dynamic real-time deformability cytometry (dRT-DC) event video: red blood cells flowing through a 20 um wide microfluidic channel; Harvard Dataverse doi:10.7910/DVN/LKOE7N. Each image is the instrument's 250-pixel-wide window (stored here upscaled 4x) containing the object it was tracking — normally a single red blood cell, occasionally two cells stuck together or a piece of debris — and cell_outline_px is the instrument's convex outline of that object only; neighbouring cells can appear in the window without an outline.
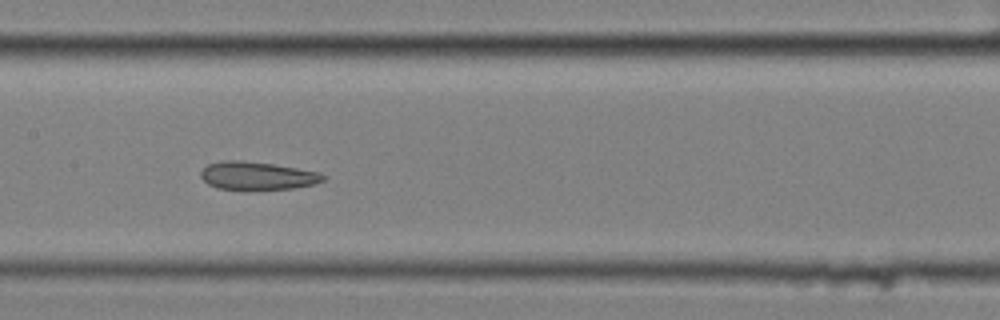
{"species": "common noctule bat (a hibernating species)", "species_latin": "Nyctalus noctula", "temperature_condition": "cold", "stored_images_in_passage": 14, "camera_frame_rate_fps": 3000, "um_per_image_px": 0.085, "animal": {"sex": "female", "body_mass_g": 25.1}, "frame": {"image": 1, "passage_image": 7, "time_ms": 2.0, "image_size_px": [1000, 320], "cell_outline_px": [[328, 176], [324, 180], [312, 184], [292, 188], [244, 192], [216, 188], [208, 184], [200, 176], [200, 172], [208, 164], [220, 160], [240, 160], [272, 164], [320, 172]], "centroid_in_image_um": [21.83, 14.97], "position_along_channel_um": 185.6, "area_um2": 20.63}}
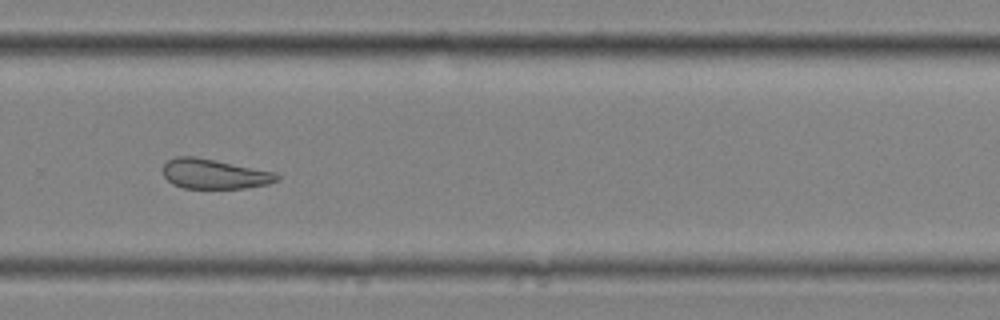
{"frame": {"image": 2, "passage_image": 10, "time_ms": 3.0, "image_size_px": [1000, 320], "cell_outline_px": [[280, 180], [268, 184], [244, 188], [184, 188], [172, 184], [164, 176], [164, 164], [168, 160], [176, 156], [196, 156], [276, 172], [280, 176]], "centroid_in_image_um": [18.24, 14.78], "position_along_channel_um": 311.6, "area_um2": 19.88}}
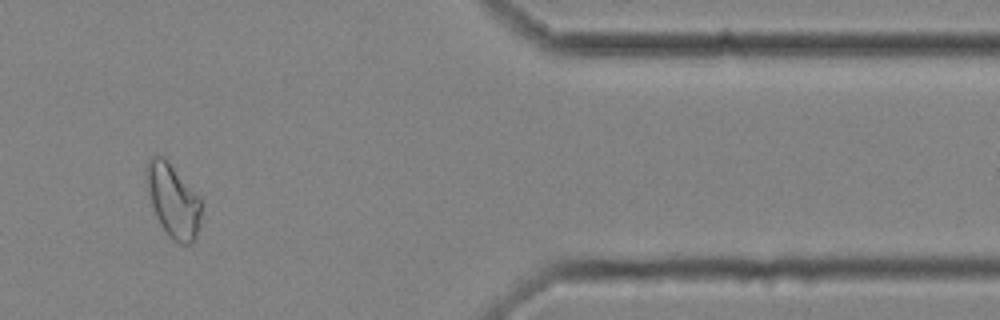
{"frame": {"image": 3, "passage_image": 12, "time_ms": 3.667, "image_size_px": [1000, 320], "cell_outline_px": [[200, 224], [196, 236], [192, 244], [180, 244], [172, 240], [168, 236], [160, 224], [156, 216], [144, 180], [148, 160], [152, 156], [164, 156], [200, 196]], "centroid_in_image_um": [14.7, 17.05], "position_along_channel_um": 396.7, "area_um2": 23.64}}